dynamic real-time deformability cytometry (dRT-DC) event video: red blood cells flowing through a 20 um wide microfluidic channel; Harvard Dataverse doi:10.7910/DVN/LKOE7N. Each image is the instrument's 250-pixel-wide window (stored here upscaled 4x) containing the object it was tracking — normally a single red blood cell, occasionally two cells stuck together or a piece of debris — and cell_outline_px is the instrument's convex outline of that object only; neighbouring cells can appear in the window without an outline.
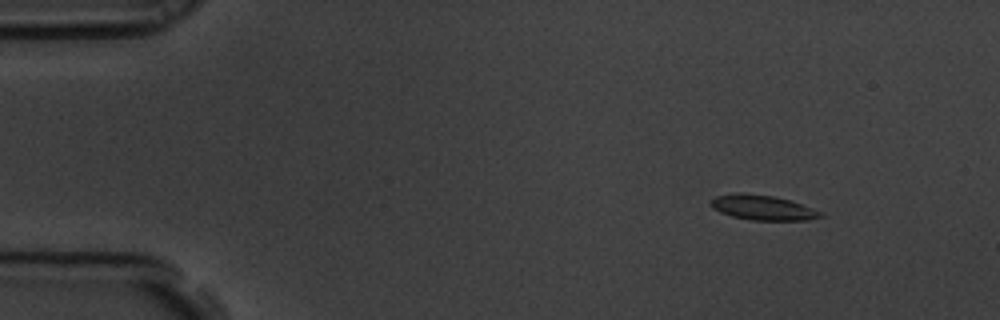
{"species": "common noctule bat (a hibernating species)", "species_latin": "Nyctalus noctula", "temperature_condition": "room temperature", "stored_images_in_passage": 5, "camera_frame_rate_fps": 3000, "um_per_image_px": 0.085, "animal": {"sex": "male", "body_mass_g": 19.5, "forearm_length_mm": 54.6}, "frame": {"image": 1, "passage_image": 2, "time_ms": 0.333, "image_size_px": [1000, 320], "cell_outline_px": [[824, 216], [808, 220], [752, 220], [732, 216], [720, 212], [712, 208], [708, 204], [716, 196], [732, 192], [744, 192], [776, 196], [792, 200], [824, 212]], "centroid_in_image_um": [64.84, 17.62], "position_along_channel_um": 20.2, "area_um2": 16.36}}
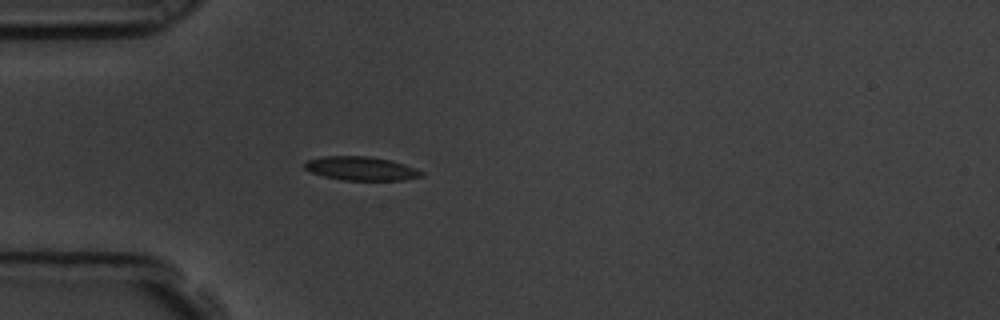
{"frame": {"image": 2, "passage_image": 5, "time_ms": 1.333, "image_size_px": [1000, 320], "cell_outline_px": [[424, 176], [404, 180], [344, 180], [324, 176], [312, 172], [304, 168], [304, 164], [308, 160], [324, 156], [368, 156], [392, 160], [404, 164], [424, 172]], "centroid_in_image_um": [30.73, 14.32], "position_along_channel_um": 54.3, "area_um2": 16.13}}